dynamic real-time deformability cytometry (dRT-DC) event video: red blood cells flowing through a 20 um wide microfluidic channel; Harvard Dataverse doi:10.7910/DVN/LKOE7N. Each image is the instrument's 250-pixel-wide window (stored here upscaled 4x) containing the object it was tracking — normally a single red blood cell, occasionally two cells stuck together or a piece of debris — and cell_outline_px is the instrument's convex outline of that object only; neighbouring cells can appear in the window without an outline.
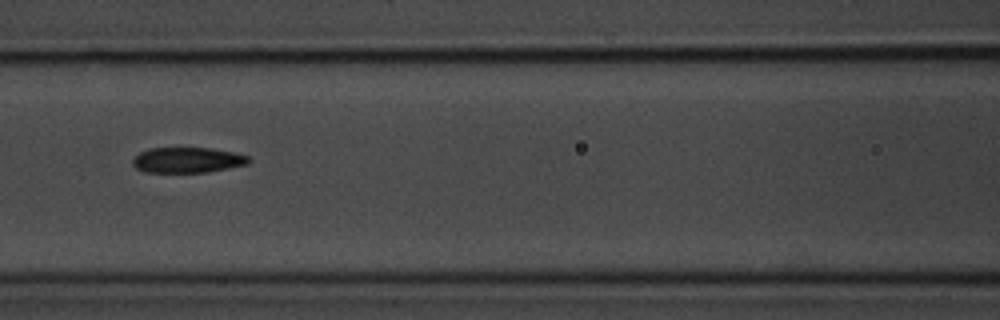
{"species": "common noctule bat (a hibernating species)", "species_latin": "Nyctalus noctula", "temperature_condition": "room temperature", "stored_images_in_passage": 5, "camera_frame_rate_fps": 3000, "um_per_image_px": 0.085, "animal": {"sex": "male", "body_mass_g": 20.1, "forearm_length_mm": 53.5}, "frame": {"image": 1, "passage_image": 4, "time_ms": 3.333, "image_size_px": [1000, 320], "cell_outline_px": [[252, 160], [248, 164], [208, 172], [144, 172], [136, 168], [132, 164], [132, 160], [140, 152], [148, 148], [212, 148], [236, 152], [248, 156]], "centroid_in_image_um": [15.96, 13.6], "position_along_channel_um": 150.6, "area_um2": 17.34}}
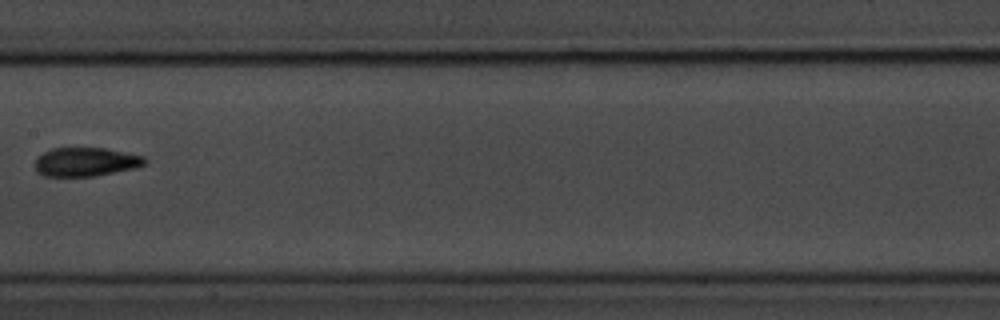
{"frame": {"image": 2, "passage_image": 5, "time_ms": 4.667, "image_size_px": [1000, 320], "cell_outline_px": [[148, 160], [144, 164], [136, 168], [96, 176], [44, 176], [36, 172], [36, 156], [52, 148], [104, 148], [144, 156]], "centroid_in_image_um": [7.29, 13.76], "position_along_channel_um": 200.1, "area_um2": 18.5}}